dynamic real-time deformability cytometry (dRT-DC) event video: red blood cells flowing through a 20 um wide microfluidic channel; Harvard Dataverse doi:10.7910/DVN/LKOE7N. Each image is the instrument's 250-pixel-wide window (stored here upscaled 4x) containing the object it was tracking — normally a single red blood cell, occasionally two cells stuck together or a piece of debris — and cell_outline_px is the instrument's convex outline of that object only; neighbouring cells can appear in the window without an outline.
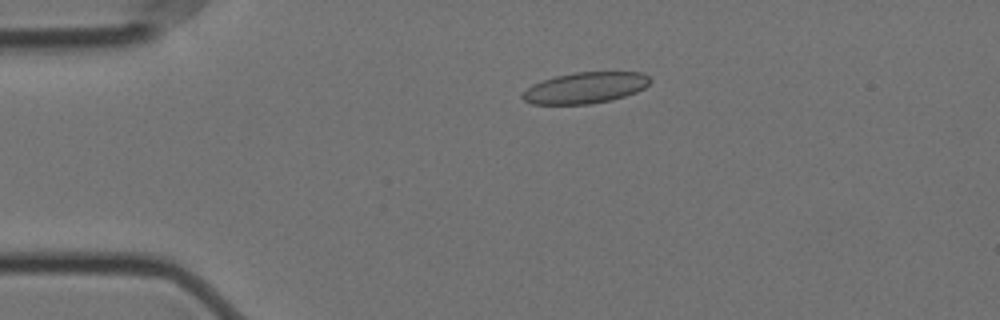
{"species": "Egyptian fruit bat (a non-hibernating species)", "species_latin": "Rousettus aegyptiacus", "temperature_condition": "cold", "stored_images_in_passage": 57, "camera_frame_rate_fps": 3000, "um_per_image_px": 0.085, "animal": {"sex": "female"}, "frame": {"image": 1, "passage_image": 12, "time_ms": 3.667, "image_size_px": [1000, 320], "cell_outline_px": [[652, 80], [644, 88], [636, 92], [612, 100], [592, 104], [532, 104], [524, 100], [520, 96], [532, 84], [556, 76], [576, 72], [644, 72]], "centroid_in_image_um": [49.77, 7.46], "position_along_channel_um": 35.2, "area_um2": 23.12}}
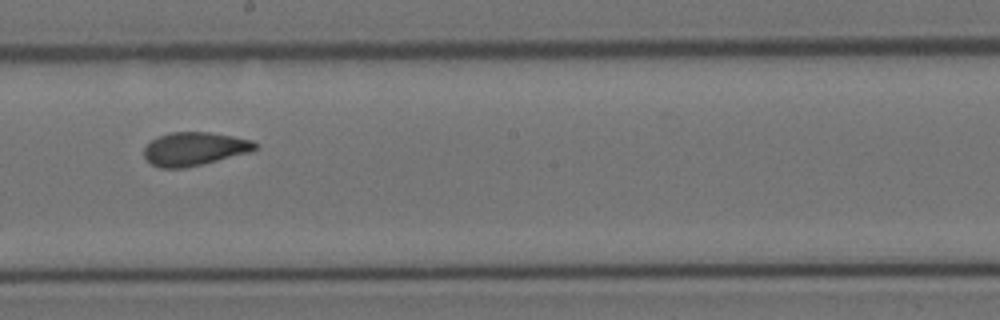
{"frame": {"image": 2, "passage_image": 32, "time_ms": 10.333, "image_size_px": [1000, 320], "cell_outline_px": [[256, 148], [248, 152], [184, 168], [160, 168], [152, 164], [144, 156], [144, 148], [152, 140], [160, 136], [172, 132], [208, 132], [232, 136], [252, 140], [256, 144]], "centroid_in_image_um": [16.49, 12.65], "position_along_channel_um": 231.7, "area_um2": 21.1}}
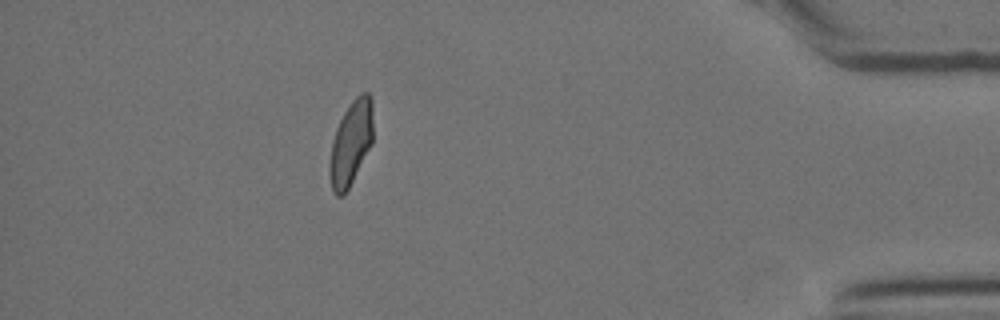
{"frame": {"image": 3, "passage_image": 51, "time_ms": 16.667, "image_size_px": [1000, 320], "cell_outline_px": [[372, 144], [344, 196], [336, 196], [332, 192], [328, 172], [328, 164], [332, 140], [336, 128], [344, 112], [352, 100], [360, 92], [368, 92], [372, 96]], "centroid_in_image_um": [29.8, 12.17], "position_along_channel_um": 405.4, "area_um2": 21.68}, "authors_computed_cell_mechanics": {"area_um2": 22.0796, "velocity_mm_per_s": 3.5193, "shape_relaxation_time_tau1_ms": 10.2639, "shape_relaxation_time_tau2_ms": 1.5019, "deformation_change_tau1": 0.1942, "deformation_change_tau2": 0.0669}}